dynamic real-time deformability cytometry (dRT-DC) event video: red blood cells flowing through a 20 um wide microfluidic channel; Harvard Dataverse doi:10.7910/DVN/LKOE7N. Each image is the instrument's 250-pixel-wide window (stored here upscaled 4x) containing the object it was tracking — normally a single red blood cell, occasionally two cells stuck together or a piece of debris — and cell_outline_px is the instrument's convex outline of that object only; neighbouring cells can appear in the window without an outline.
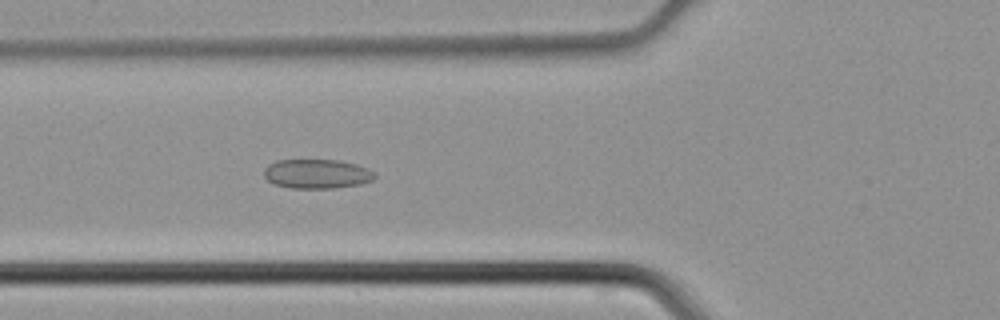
{"species": "common noctule bat (a hibernating species)", "species_latin": "Nyctalus noctula", "temperature_condition": "cold", "stored_images_in_passage": 39, "camera_frame_rate_fps": 3000, "um_per_image_px": 0.085, "animal": {"sex": "male", "body_mass_g": 21.5, "forearm_length_mm": 52.0}, "frame": {"image": 1, "passage_image": 16, "time_ms": 5.0, "image_size_px": [1000, 320], "cell_outline_px": [[376, 176], [372, 180], [360, 184], [332, 188], [292, 188], [276, 184], [268, 180], [264, 176], [264, 168], [268, 164], [276, 160], [340, 160], [356, 164], [368, 168], [376, 172]], "centroid_in_image_um": [26.95, 14.77], "position_along_channel_um": 98.8, "area_um2": 18.96}}
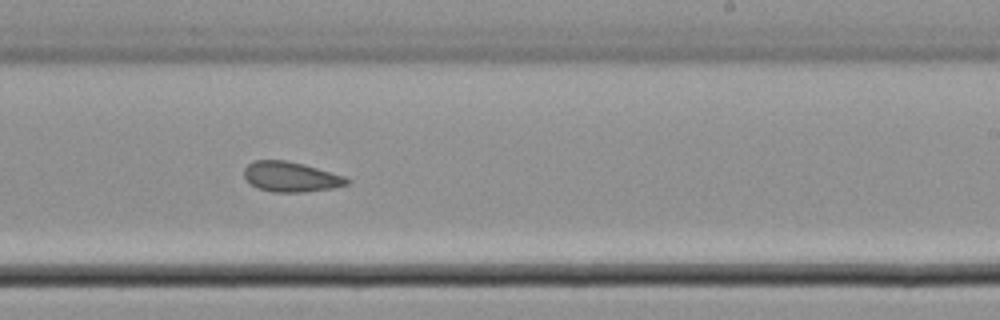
{"frame": {"image": 2, "passage_image": 27, "time_ms": 8.667, "image_size_px": [1000, 320], "cell_outline_px": [[352, 180], [348, 184], [332, 188], [304, 192], [272, 192], [260, 188], [252, 184], [244, 176], [244, 168], [248, 164], [256, 160], [284, 160], [304, 164], [344, 176]], "centroid_in_image_um": [24.74, 15.02], "position_along_channel_um": 264.3, "area_um2": 17.86}}
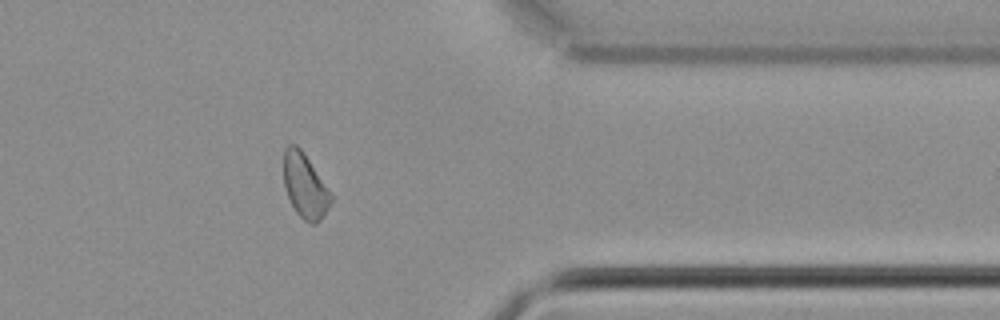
{"frame": {"image": 3, "passage_image": 36, "time_ms": 11.667, "image_size_px": [1000, 320], "cell_outline_px": [[332, 200], [328, 208], [320, 220], [316, 224], [312, 224], [304, 220], [296, 212], [288, 196], [284, 184], [284, 148], [288, 144], [296, 144], [304, 152], [332, 196]], "centroid_in_image_um": [25.9, 15.78], "position_along_channel_um": 385.5, "area_um2": 17.46}}